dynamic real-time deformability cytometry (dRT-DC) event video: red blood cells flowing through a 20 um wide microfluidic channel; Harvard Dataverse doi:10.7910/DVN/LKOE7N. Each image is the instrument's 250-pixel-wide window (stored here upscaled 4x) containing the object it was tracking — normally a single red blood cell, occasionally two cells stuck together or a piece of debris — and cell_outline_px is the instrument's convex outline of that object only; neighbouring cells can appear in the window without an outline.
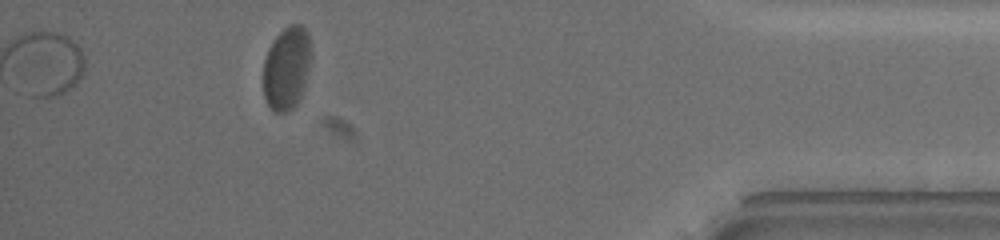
{"species": "common noctule bat (a hibernating species)", "species_latin": "Nyctalus noctula", "temperature_condition": "warm", "stored_images_in_passage": 40, "segment_of_instrument_passage": [2, 2], "camera_frame_rate_fps": 3000, "um_per_image_px": 0.085, "animal": {"sex": "female", "body_mass_g": 19.5, "forearm_length_mm": 54.1}, "frame": {"image": 1, "passage_image": 40, "time_ms": 13.0, "image_size_px": [1000, 240], "cell_outline_px": [[308, 64], [300, 96], [296, 104], [288, 112], [276, 112], [268, 104], [264, 96], [264, 60], [268, 48], [276, 36], [288, 24], [300, 24], [308, 32]], "centroid_in_image_um": [24.31, 5.77], "position_along_channel_um": 410.9, "area_um2": 22.31}}